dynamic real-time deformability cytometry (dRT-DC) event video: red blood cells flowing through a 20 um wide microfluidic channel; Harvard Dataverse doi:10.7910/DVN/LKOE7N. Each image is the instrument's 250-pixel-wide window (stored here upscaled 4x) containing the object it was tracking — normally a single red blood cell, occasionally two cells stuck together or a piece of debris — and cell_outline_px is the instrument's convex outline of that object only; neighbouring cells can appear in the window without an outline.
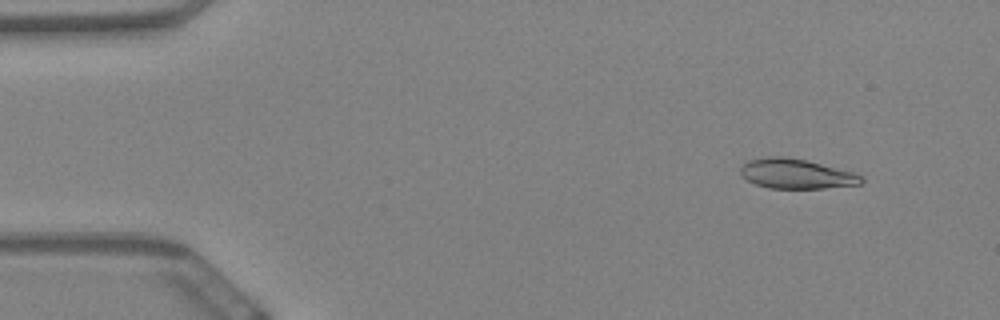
{"species": "Egyptian fruit bat (a non-hibernating species)", "species_latin": "Rousettus aegyptiacus", "temperature_condition": "warm", "stored_images_in_passage": 60, "camera_frame_rate_fps": 3000, "um_per_image_px": 0.085, "animal": {"sex": "female"}, "frame": {"image": 1, "passage_image": 6, "time_ms": 1.667, "image_size_px": [1000, 320], "cell_outline_px": [[864, 180], [860, 184], [824, 188], [768, 188], [756, 184], [748, 180], [740, 172], [740, 168], [748, 160], [764, 156], [784, 156], [804, 160], [852, 172], [864, 176]], "centroid_in_image_um": [67.66, 14.77], "position_along_channel_um": 17.3, "area_um2": 20.75}}
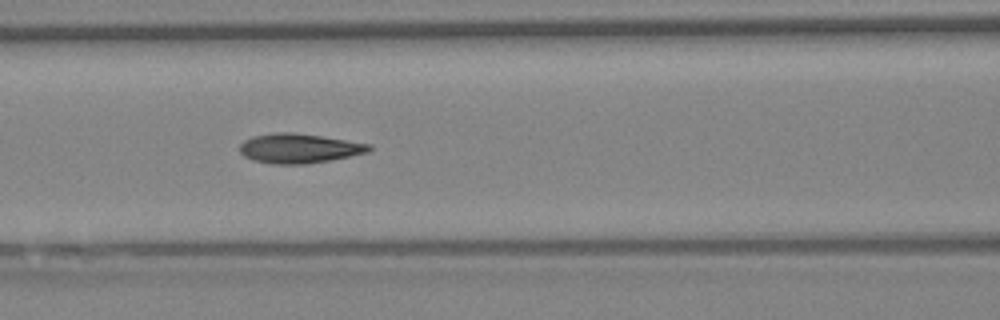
{"frame": {"image": 2, "passage_image": 26, "time_ms": 8.333, "image_size_px": [1000, 320], "cell_outline_px": [[372, 148], [368, 152], [332, 160], [304, 164], [272, 164], [252, 160], [244, 156], [240, 152], [240, 144], [244, 140], [252, 136], [276, 132], [292, 132], [320, 136], [372, 144]], "centroid_in_image_um": [25.41, 12.61], "position_along_channel_um": 141.2, "area_um2": 22.31}}
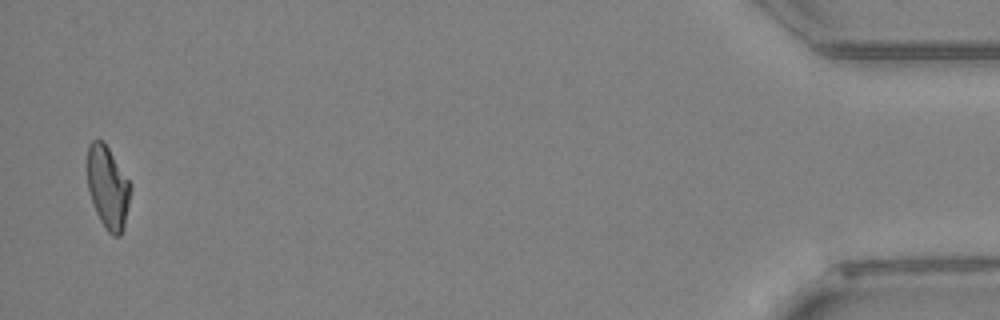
{"frame": {"image": 3, "passage_image": 59, "time_ms": 19.333, "image_size_px": [1000, 320], "cell_outline_px": [[132, 188], [124, 228], [120, 236], [112, 236], [108, 232], [100, 220], [96, 212], [88, 188], [88, 144], [92, 140], [104, 140], [132, 184]], "centroid_in_image_um": [9.2, 15.92], "position_along_channel_um": 426.0, "area_um2": 20.98}, "authors_computed_cell_mechanics": {"area_um2": 21.6461, "velocity_mm_per_s": 3.3992, "shape_relaxation_time_tau1_ms": 7.7455, "shape_relaxation_time_tau2_ms": 2.2558, "deformation_change_tau1": 0.206, "deformation_change_tau2": 0.0834}}